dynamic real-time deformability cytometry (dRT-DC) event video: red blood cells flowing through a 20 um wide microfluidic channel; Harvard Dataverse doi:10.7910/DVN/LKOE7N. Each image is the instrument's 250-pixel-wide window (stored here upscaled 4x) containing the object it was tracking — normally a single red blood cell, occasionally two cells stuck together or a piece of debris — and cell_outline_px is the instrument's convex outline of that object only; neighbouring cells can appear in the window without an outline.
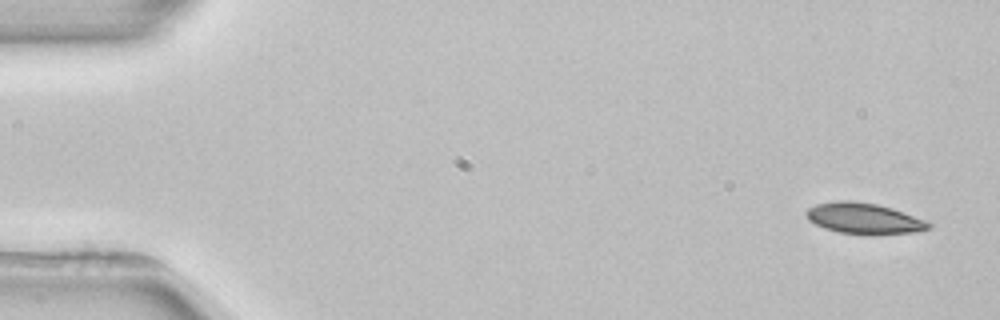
{"species": "common noctule bat (a hibernating species)", "species_latin": "Nyctalus noctula", "temperature_condition": "room temperature", "stored_images_in_passage": 3, "camera_frame_rate_fps": 3000, "um_per_image_px": 0.085, "animal": {"sex": "female", "body_mass_g": 22.7, "forearm_length_mm": 54.2}, "frame": {"image": 1, "passage_image": 1, "time_ms": 0.0, "image_size_px": [1000, 320], "cell_outline_px": [[932, 228], [916, 232], [864, 236], [840, 232], [824, 228], [808, 220], [804, 212], [808, 208], [816, 204], [840, 200], [848, 200], [876, 204], [892, 208], [904, 212], [924, 220], [932, 224]], "centroid_in_image_um": [73.44, 18.59], "position_along_channel_um": 11.6, "area_um2": 22.31}}
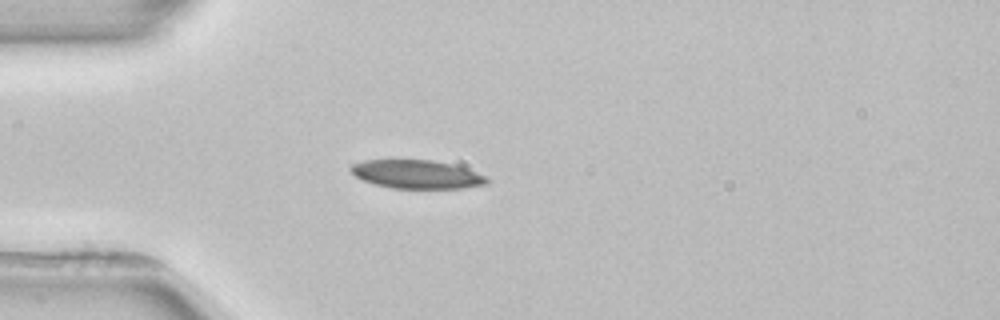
{"frame": {"image": 2, "passage_image": 3, "time_ms": 4.0, "image_size_px": [1000, 320], "cell_outline_px": [[488, 184], [460, 188], [392, 188], [376, 184], [364, 180], [356, 176], [348, 168], [352, 164], [364, 160], [432, 160], [452, 164], [476, 172], [484, 176], [488, 180]], "centroid_in_image_um": [35.4, 14.81], "position_along_channel_um": 49.6, "area_um2": 22.31}}